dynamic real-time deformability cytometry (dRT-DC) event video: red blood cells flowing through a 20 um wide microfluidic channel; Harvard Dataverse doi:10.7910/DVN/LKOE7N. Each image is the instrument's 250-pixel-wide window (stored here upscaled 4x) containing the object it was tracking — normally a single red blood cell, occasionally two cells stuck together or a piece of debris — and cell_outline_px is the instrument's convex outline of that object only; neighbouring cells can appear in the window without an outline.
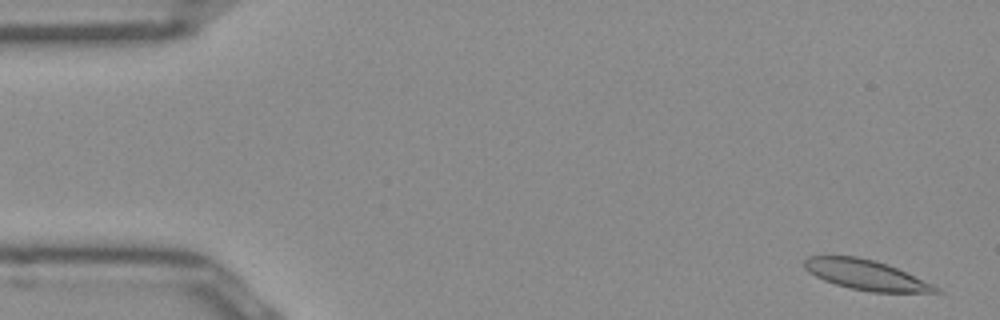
{"species": "Egyptian fruit bat (a non-hibernating species)", "species_latin": "Rousettus aegyptiacus", "temperature_condition": "room temperature", "stored_images_in_passage": 10, "camera_frame_rate_fps": 3000, "um_per_image_px": 0.085, "frame": {"image": 1, "passage_image": 2, "time_ms": 0.333, "image_size_px": [1000, 320], "cell_outline_px": [[944, 292], [872, 292], [852, 288], [836, 284], [824, 280], [808, 272], [804, 268], [804, 260], [808, 256], [856, 256], [888, 264], [932, 284], [940, 288]], "centroid_in_image_um": [73.59, 23.36], "position_along_channel_um": 11.4, "area_um2": 22.66}}